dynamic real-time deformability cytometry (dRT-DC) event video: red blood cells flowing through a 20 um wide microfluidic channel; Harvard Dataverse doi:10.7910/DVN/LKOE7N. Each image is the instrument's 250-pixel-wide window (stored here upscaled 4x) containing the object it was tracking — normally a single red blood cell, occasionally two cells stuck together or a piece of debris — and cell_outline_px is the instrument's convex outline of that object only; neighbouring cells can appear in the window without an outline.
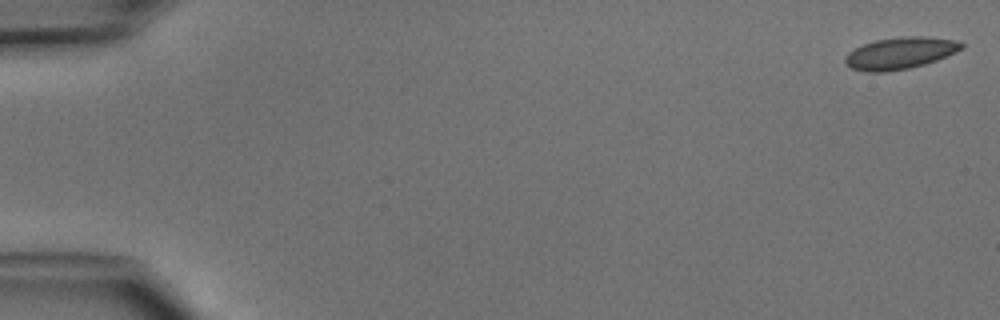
{"species": "common noctule bat (a hibernating species)", "species_latin": "Nyctalus noctula", "temperature_condition": "cold", "stored_images_in_passage": 5, "camera_frame_rate_fps": 3000, "um_per_image_px": 0.085, "animal": {"sex": "male", "body_mass_g": 15.6}, "frame": {"image": 1, "passage_image": 1, "time_ms": 0.0, "image_size_px": [1000, 320], "cell_outline_px": [[964, 48], [956, 52], [936, 60], [924, 64], [908, 68], [888, 72], [868, 72], [852, 68], [844, 60], [844, 56], [848, 52], [864, 44], [876, 40], [908, 36], [924, 36], [956, 40], [964, 44]], "centroid_in_image_um": [76.53, 4.52], "position_along_channel_um": 8.5, "area_um2": 21.39}}
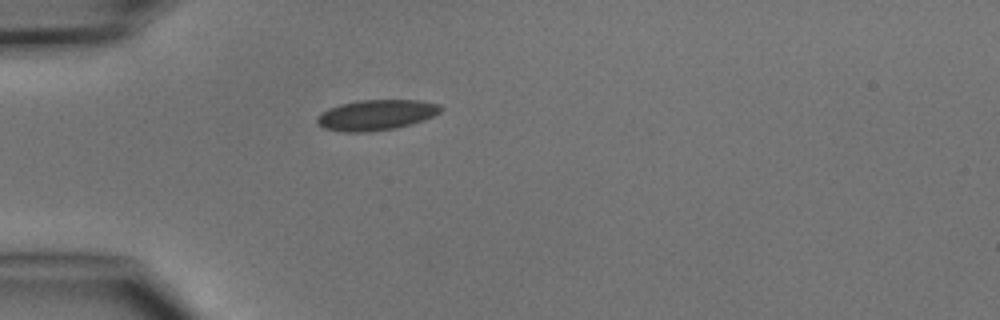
{"frame": {"image": 2, "passage_image": 5, "time_ms": 4.333, "image_size_px": [1000, 320], "cell_outline_px": [[444, 108], [440, 112], [424, 120], [412, 124], [396, 128], [368, 132], [340, 132], [324, 128], [316, 120], [316, 116], [320, 112], [328, 108], [340, 104], [360, 100], [420, 100], [440, 104]], "centroid_in_image_um": [31.97, 9.77], "position_along_channel_um": 53.0, "area_um2": 22.2}}